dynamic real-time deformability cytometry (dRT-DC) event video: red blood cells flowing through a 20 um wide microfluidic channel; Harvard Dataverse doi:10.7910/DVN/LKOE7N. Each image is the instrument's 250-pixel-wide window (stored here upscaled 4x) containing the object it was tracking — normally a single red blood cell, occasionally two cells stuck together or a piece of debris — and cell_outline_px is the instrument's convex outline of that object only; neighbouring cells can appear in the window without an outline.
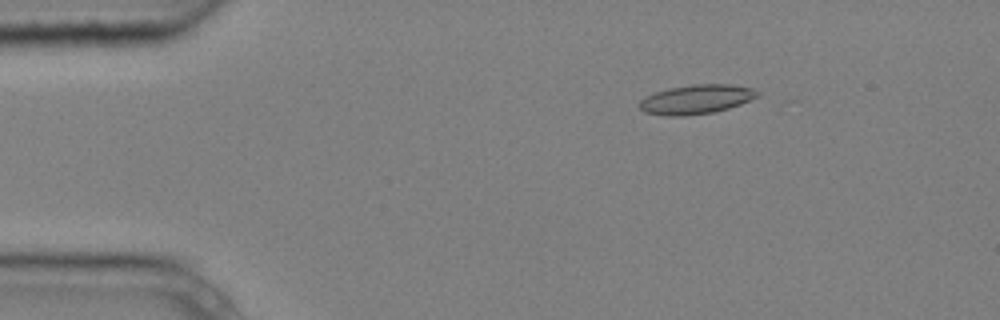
{"species": "common noctule bat (a hibernating species)", "species_latin": "Nyctalus noctula", "temperature_condition": "cold", "stored_images_in_passage": 3, "camera_frame_rate_fps": 3000, "um_per_image_px": 0.085, "animal": {"sex": "male", "body_mass_g": 20.4}, "frame": {"image": 1, "passage_image": 1, "time_ms": 0.0, "image_size_px": [1000, 320], "cell_outline_px": [[760, 96], [740, 104], [716, 112], [684, 116], [668, 116], [644, 112], [640, 108], [640, 100], [656, 92], [668, 88], [692, 84], [732, 84], [752, 88], [760, 92]], "centroid_in_image_um": [59.22, 8.44], "position_along_channel_um": 25.8, "area_um2": 20.17}}